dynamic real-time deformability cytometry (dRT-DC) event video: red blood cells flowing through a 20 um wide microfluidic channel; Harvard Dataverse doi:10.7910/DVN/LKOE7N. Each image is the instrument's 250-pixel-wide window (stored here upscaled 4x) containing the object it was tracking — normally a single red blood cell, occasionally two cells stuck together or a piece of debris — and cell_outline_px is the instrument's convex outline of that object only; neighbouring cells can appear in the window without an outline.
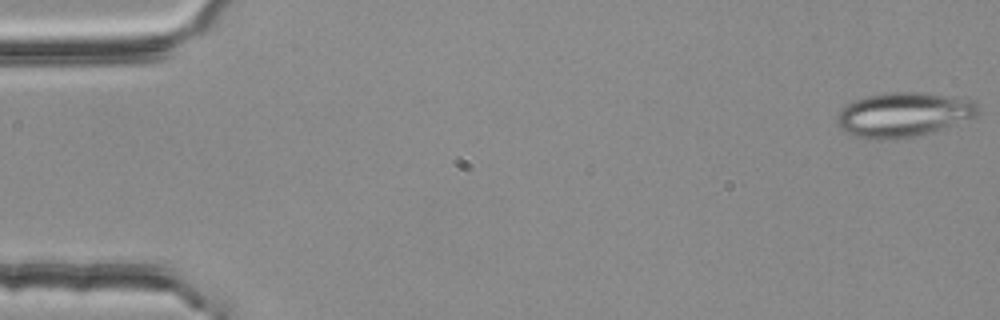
{"species": "common noctule bat (a hibernating species)", "species_latin": "Nyctalus noctula", "temperature_condition": "room temperature", "stored_images_in_passage": 54, "camera_frame_rate_fps": 3000, "um_per_image_px": 0.085, "animal": {"sex": "female", "body_mass_g": 25.1}, "frame": {"image": 1, "passage_image": 1, "time_ms": 0.0, "image_size_px": [1000, 320], "cell_outline_px": [[980, 112], [976, 116], [916, 136], [880, 140], [856, 136], [844, 132], [836, 124], [836, 116], [852, 100], [864, 96], [888, 92], [924, 92], [952, 96], [972, 100], [980, 108]], "centroid_in_image_um": [76.76, 9.72], "position_along_channel_um": 8.2, "area_um2": 36.36}}
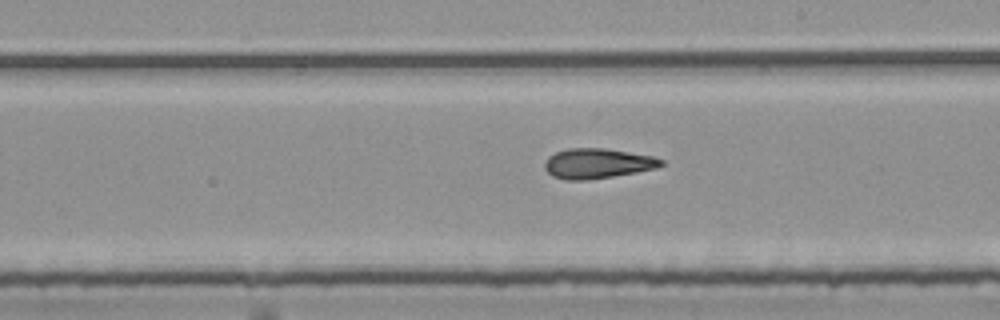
{"frame": {"image": 2, "passage_image": 31, "time_ms": 10.0, "image_size_px": [1000, 320], "cell_outline_px": [[664, 164], [660, 168], [588, 180], [564, 180], [552, 176], [544, 168], [544, 164], [548, 156], [556, 152], [568, 148], [604, 148], [652, 156], [664, 160]], "centroid_in_image_um": [50.78, 13.9], "position_along_channel_um": 238.2, "area_um2": 20.46}}
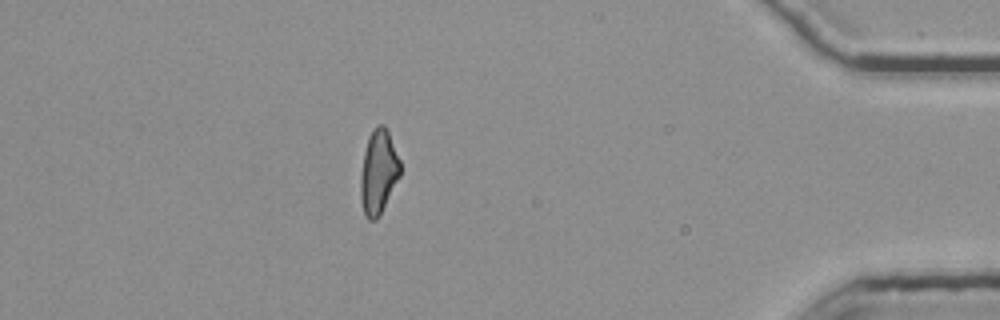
{"frame": {"image": 3, "passage_image": 48, "time_ms": 15.667, "image_size_px": [1000, 320], "cell_outline_px": [[400, 176], [380, 216], [376, 220], [368, 220], [364, 216], [360, 200], [360, 176], [364, 152], [368, 136], [376, 124], [384, 124], [388, 128], [400, 160]], "centroid_in_image_um": [32.16, 14.61], "position_along_channel_um": 403.0, "area_um2": 19.94}, "authors_computed_cell_mechanics": {"area_um2": 20.5479, "velocity_mm_per_s": 3.7499, "shape_relaxation_time_tau1_ms": null, "shape_relaxation_time_tau2_ms": 6.1959, "deformation_change_tau1": null, "deformation_change_tau2": 0.16}}